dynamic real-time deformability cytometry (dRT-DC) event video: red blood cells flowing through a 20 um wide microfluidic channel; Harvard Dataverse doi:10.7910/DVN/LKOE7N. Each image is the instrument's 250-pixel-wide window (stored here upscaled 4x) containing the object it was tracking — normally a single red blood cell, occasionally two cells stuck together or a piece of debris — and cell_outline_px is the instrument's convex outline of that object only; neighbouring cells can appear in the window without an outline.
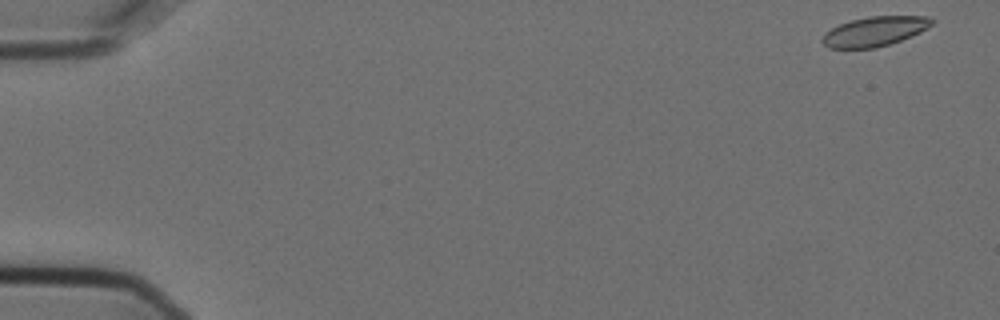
{"species": "Egyptian fruit bat (a non-hibernating species)", "species_latin": "Rousettus aegyptiacus", "temperature_condition": "cold", "stored_images_in_passage": 6, "segment_of_instrument_passage": [2, 2], "camera_frame_rate_fps": 3000, "um_per_image_px": 0.085, "animal": {"sex": "female"}, "frame": {"image": 1, "passage_image": 6, "time_ms": 1.667, "image_size_px": [1000, 320], "cell_outline_px": [[936, 20], [928, 28], [920, 32], [900, 40], [876, 48], [828, 48], [820, 40], [824, 32], [840, 24], [852, 20], [868, 16], [928, 16]], "centroid_in_image_um": [74.34, 2.66], "position_along_channel_um": 10.7, "area_um2": 18.9}}